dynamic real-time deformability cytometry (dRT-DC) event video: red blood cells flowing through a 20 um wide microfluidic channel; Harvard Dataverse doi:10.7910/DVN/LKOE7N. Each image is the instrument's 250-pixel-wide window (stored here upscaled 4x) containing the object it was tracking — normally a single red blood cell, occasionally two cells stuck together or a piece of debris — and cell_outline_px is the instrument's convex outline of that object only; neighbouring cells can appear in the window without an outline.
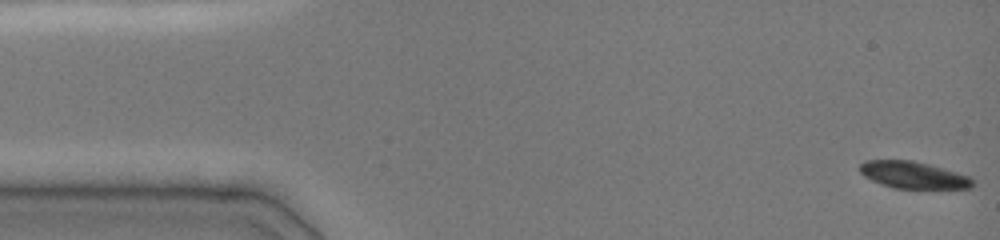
{"species": "common noctule bat (a hibernating species)", "species_latin": "Nyctalus noctula", "temperature_condition": "cold", "stored_images_in_passage": 72, "camera_frame_rate_fps": 3000, "um_per_image_px": 0.085, "animal": {"sex": "female", "body_mass_g": 19.0, "forearm_length_mm": 51.5}, "frame": {"image": 1, "passage_image": 1, "time_ms": 0.0, "image_size_px": [1000, 240], "cell_outline_px": [[976, 184], [972, 188], [896, 188], [880, 184], [864, 176], [860, 172], [860, 164], [864, 160], [912, 160], [928, 164], [972, 176]], "centroid_in_image_um": [77.67, 14.87], "position_along_channel_um": 7.3, "area_um2": 17.8}}
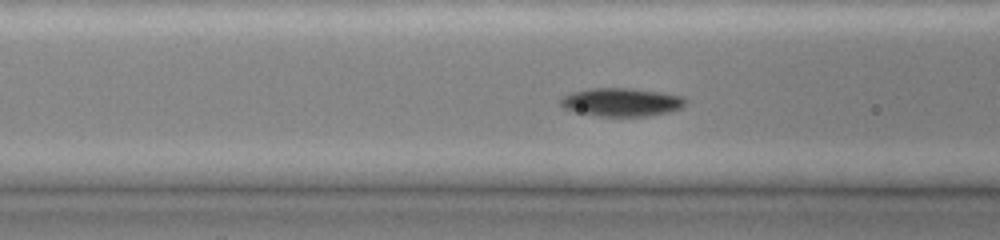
{"frame": {"image": 2, "passage_image": 27, "time_ms": 5.667, "image_size_px": [1000, 240], "cell_outline_px": [[688, 100], [680, 108], [668, 112], [648, 116], [600, 116], [572, 112], [564, 108], [560, 104], [560, 100], [564, 96], [572, 92], [592, 88], [628, 88], [660, 92], [680, 96]], "centroid_in_image_um": [52.79, 8.69], "position_along_channel_um": 113.8, "area_um2": 20.52}}
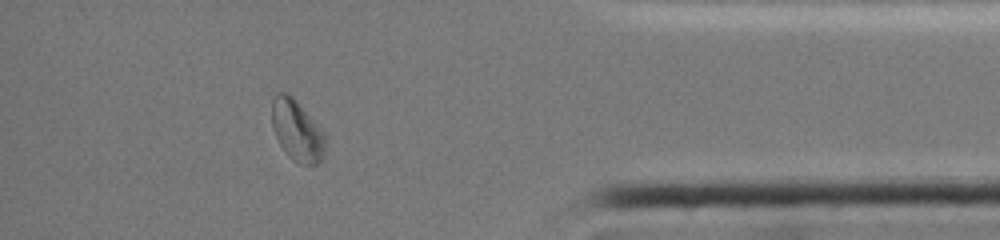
{"frame": {"image": 3, "passage_image": 63, "time_ms": 13.667, "image_size_px": [1000, 240], "cell_outline_px": [[324, 156], [316, 164], [300, 164], [292, 160], [288, 156], [280, 144], [272, 128], [272, 100], [276, 92], [288, 92], [296, 100], [324, 132]], "centroid_in_image_um": [25.22, 11.08], "position_along_channel_um": 410.0, "area_um2": 18.9}, "authors_computed_cell_mechanics": {"area_um2": 19.2763, "velocity_mm_per_s": 3.9761, "shape_relaxation_time_tau1_ms": 3.3702, "shape_relaxation_time_tau2_ms": null, "deformation_change_tau1": 0.0749, "deformation_change_tau2": null}}